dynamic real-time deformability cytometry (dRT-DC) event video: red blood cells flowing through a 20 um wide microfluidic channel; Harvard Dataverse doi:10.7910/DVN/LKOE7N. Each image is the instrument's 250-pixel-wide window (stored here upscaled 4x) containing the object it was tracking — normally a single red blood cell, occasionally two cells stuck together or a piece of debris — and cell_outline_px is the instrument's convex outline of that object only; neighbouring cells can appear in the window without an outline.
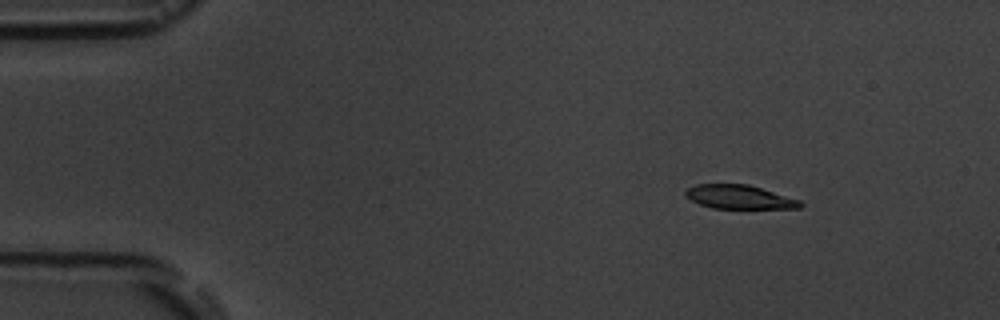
{"species": "common noctule bat (a hibernating species)", "species_latin": "Nyctalus noctula", "temperature_condition": "room temperature", "stored_images_in_passage": 3, "camera_frame_rate_fps": 3000, "um_per_image_px": 0.085, "animal": {"sex": "male", "body_mass_g": 19.5, "forearm_length_mm": 54.6}, "frame": {"image": 1, "passage_image": 1, "time_ms": 0.0, "image_size_px": [1000, 320], "cell_outline_px": [[804, 204], [800, 208], [712, 208], [700, 204], [692, 200], [684, 192], [688, 188], [696, 184], [748, 184], [800, 200]], "centroid_in_image_um": [62.86, 16.74], "position_along_channel_um": 22.1, "area_um2": 15.72}}